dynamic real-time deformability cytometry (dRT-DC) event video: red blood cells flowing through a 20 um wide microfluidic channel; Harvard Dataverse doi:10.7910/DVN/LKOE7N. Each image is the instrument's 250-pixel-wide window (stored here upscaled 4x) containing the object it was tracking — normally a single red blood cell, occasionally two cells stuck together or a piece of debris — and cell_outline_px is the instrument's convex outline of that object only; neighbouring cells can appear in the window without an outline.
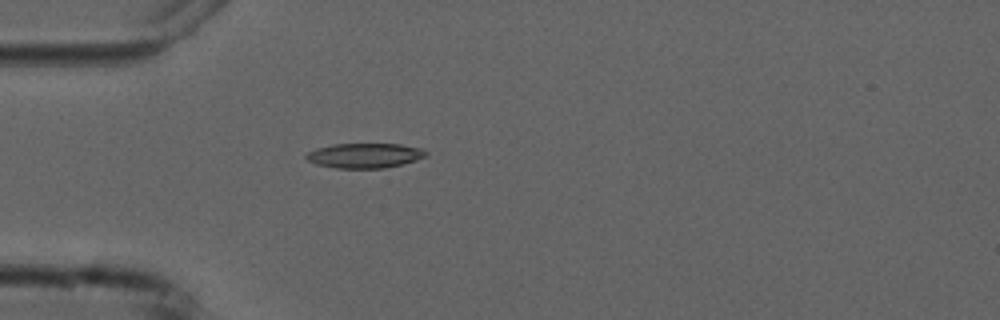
{"species": "common noctule bat (a hibernating species)", "species_latin": "Nyctalus noctula", "temperature_condition": "cold", "stored_images_in_passage": 5, "camera_frame_rate_fps": 3000, "um_per_image_px": 0.085, "animal": {"sex": "male", "forearm_length_mm": 52.5}, "frame": {"image": 1, "passage_image": 5, "time_ms": 4.667, "image_size_px": [1000, 320], "cell_outline_px": [[428, 156], [416, 160], [384, 168], [336, 168], [316, 164], [308, 160], [304, 156], [308, 152], [316, 148], [332, 144], [400, 144], [424, 148], [428, 152]], "centroid_in_image_um": [31.02, 13.21], "position_along_channel_um": 54.0, "area_um2": 17.4}}